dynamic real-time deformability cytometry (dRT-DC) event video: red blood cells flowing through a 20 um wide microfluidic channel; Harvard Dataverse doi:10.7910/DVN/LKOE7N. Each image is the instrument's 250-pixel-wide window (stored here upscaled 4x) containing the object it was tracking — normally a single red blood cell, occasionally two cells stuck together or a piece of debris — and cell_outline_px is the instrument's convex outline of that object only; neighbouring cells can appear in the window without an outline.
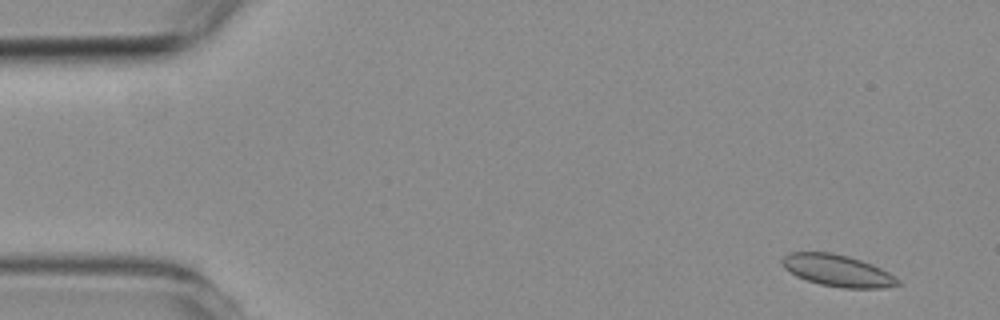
{"species": "common noctule bat (a hibernating species)", "species_latin": "Nyctalus noctula", "temperature_condition": "room temperature", "stored_images_in_passage": 4, "camera_frame_rate_fps": 3000, "um_per_image_px": 0.085, "animal": {"sex": "female", "body_mass_g": 19.3, "forearm_length_mm": 54.1}, "frame": {"image": 1, "passage_image": 1, "time_ms": 0.0, "image_size_px": [1000, 320], "cell_outline_px": [[900, 284], [884, 288], [844, 288], [820, 284], [796, 276], [784, 268], [780, 264], [780, 260], [784, 256], [792, 252], [832, 252], [848, 256], [872, 264], [888, 272], [900, 280]], "centroid_in_image_um": [71.17, 22.99], "position_along_channel_um": 13.8, "area_um2": 21.39}}